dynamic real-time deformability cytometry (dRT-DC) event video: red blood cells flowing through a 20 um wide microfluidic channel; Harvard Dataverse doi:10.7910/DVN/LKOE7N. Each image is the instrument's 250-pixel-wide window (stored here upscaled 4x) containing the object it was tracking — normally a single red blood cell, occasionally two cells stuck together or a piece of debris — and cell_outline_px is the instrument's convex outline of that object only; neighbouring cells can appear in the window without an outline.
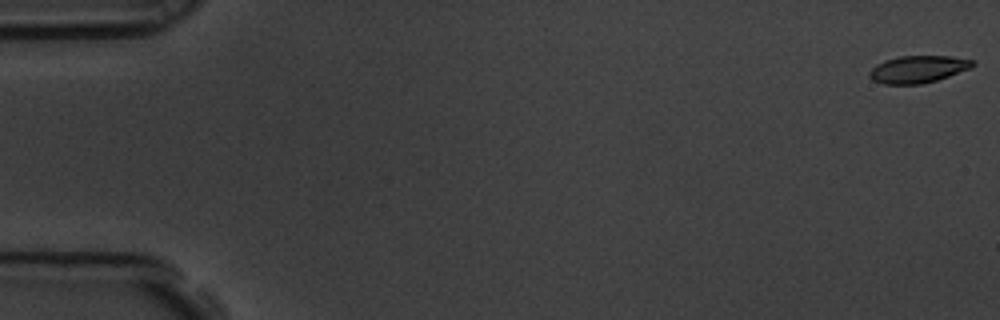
{"species": "common noctule bat (a hibernating species)", "species_latin": "Nyctalus noctula", "temperature_condition": "room temperature", "stored_images_in_passage": 58, "camera_frame_rate_fps": 3000, "um_per_image_px": 0.085, "animal": {"sex": "male", "body_mass_g": 19.5, "forearm_length_mm": 54.6}, "frame": {"image": 1, "passage_image": 1, "time_ms": 0.0, "image_size_px": [1000, 320], "cell_outline_px": [[976, 64], [972, 68], [936, 80], [920, 84], [884, 84], [872, 80], [868, 76], [868, 72], [876, 64], [884, 60], [900, 56], [952, 56], [972, 60]], "centroid_in_image_um": [78.01, 5.88], "position_along_channel_um": 7.0, "area_um2": 16.42}}
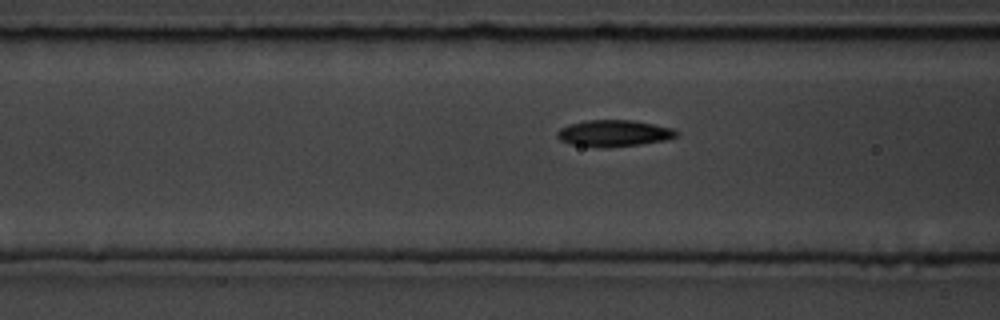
{"frame": {"image": 2, "passage_image": 23, "time_ms": 7.333, "image_size_px": [1000, 320], "cell_outline_px": [[680, 136], [668, 140], [640, 144], [604, 148], [596, 148], [568, 144], [560, 140], [556, 136], [556, 132], [560, 128], [568, 124], [588, 120], [632, 120], [672, 128], [680, 132]], "centroid_in_image_um": [52.17, 11.34], "position_along_channel_um": 114.4, "area_um2": 18.79}}
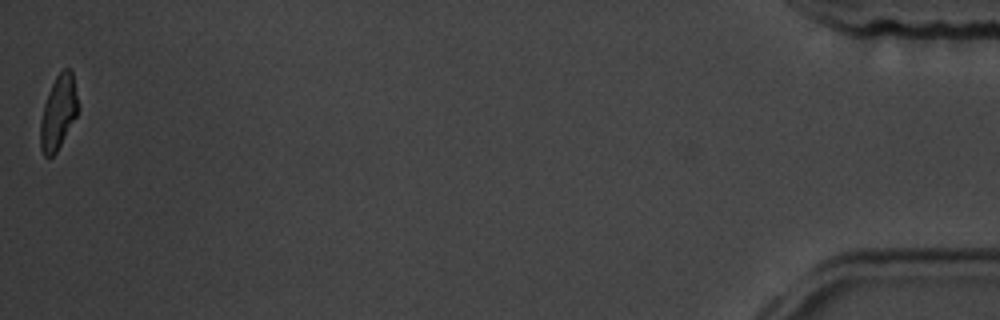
{"frame": {"image": 3, "passage_image": 58, "time_ms": 19.0, "image_size_px": [1000, 320], "cell_outline_px": [[80, 108], [76, 116], [56, 152], [52, 156], [44, 156], [40, 148], [40, 120], [44, 104], [48, 92], [56, 76], [64, 68], [68, 68], [72, 72]], "centroid_in_image_um": [4.96, 9.54], "position_along_channel_um": 430.2, "area_um2": 16.18}, "authors_computed_cell_mechanics": {"area_um2": 17.6001, "velocity_mm_per_s": 3.5416, "shape_relaxation_time_tau1_ms": 5.4661, "shape_relaxation_time_tau2_ms": 3.2801, "deformation_change_tau1": 0.1748, "deformation_change_tau2": 0.0776}}